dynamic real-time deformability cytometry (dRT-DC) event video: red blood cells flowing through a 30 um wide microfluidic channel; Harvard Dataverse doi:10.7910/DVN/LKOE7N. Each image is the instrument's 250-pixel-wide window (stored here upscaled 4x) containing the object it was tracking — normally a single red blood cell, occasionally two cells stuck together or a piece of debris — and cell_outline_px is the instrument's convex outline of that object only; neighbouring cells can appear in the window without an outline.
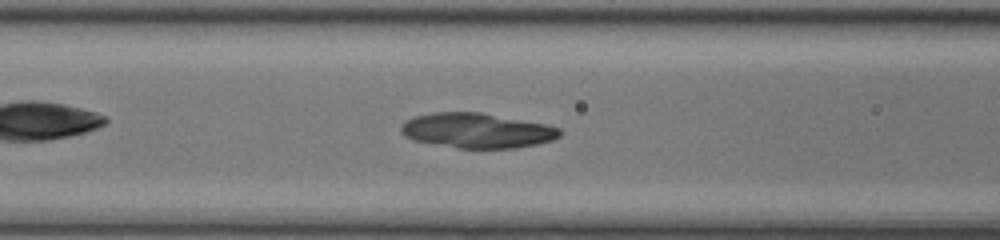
{"species": "common noctule bat (a hibernating species)", "species_latin": "Nyctalus noctula", "temperature_condition": "room temperature", "stored_images_in_passage": 27, "camera_frame_rate_fps": 3000, "um_per_image_px": 0.085, "animal": {"sex": "female", "body_mass_g": 17.0, "forearm_length_mm": 48.0}, "frame": {"image": 1, "passage_image": 7, "time_ms": 2.0, "image_size_px": [1000, 240], "cell_outline_px": [[560, 136], [552, 140], [536, 144], [516, 148], [456, 148], [412, 140], [404, 136], [400, 132], [400, 128], [404, 120], [412, 116], [432, 112], [480, 112], [544, 124], [560, 128]], "centroid_in_image_um": [40.47, 11.09], "position_along_channel_um": 126.1, "area_um2": 32.43}}
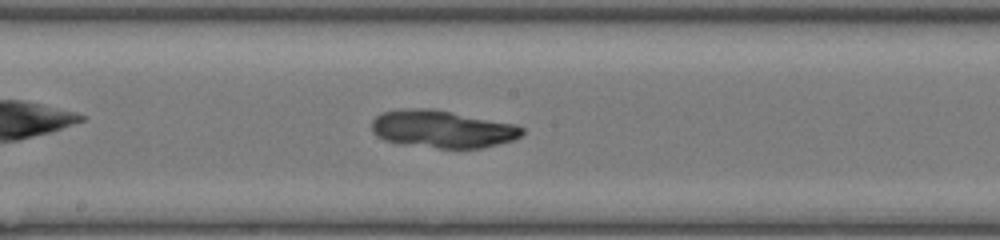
{"frame": {"image": 2, "passage_image": 13, "time_ms": 4.0, "image_size_px": [1000, 240], "cell_outline_px": [[524, 132], [520, 136], [512, 140], [480, 148], [436, 148], [400, 144], [384, 140], [376, 136], [372, 132], [372, 120], [376, 116], [384, 112], [416, 108], [432, 108], [516, 124], [524, 128]], "centroid_in_image_um": [37.59, 10.97], "position_along_channel_um": 210.6, "area_um2": 32.83}}
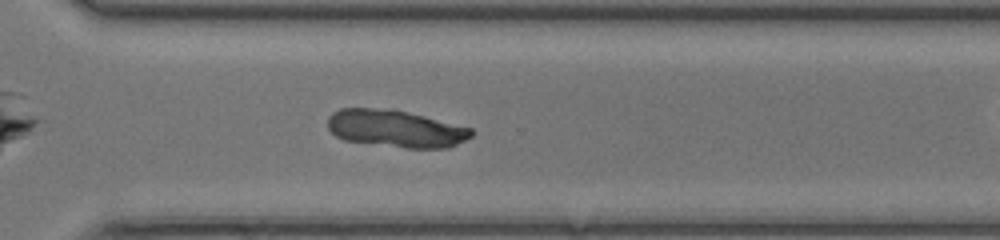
{"frame": {"image": 3, "passage_image": 22, "time_ms": 7.0, "image_size_px": [1000, 240], "cell_outline_px": [[472, 136], [448, 148], [404, 148], [344, 140], [336, 136], [328, 128], [328, 116], [332, 112], [340, 108], [392, 108], [472, 128]], "centroid_in_image_um": [33.6, 10.92], "position_along_channel_um": 337.0, "area_um2": 31.27}}